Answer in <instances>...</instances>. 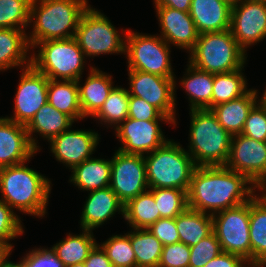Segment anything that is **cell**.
Masks as SVG:
<instances>
[{"mask_svg":"<svg viewBox=\"0 0 266 267\" xmlns=\"http://www.w3.org/2000/svg\"><path fill=\"white\" fill-rule=\"evenodd\" d=\"M36 152L26 126L0 117V168L29 161Z\"/></svg>","mask_w":266,"mask_h":267,"instance_id":"cell-19","label":"cell"},{"mask_svg":"<svg viewBox=\"0 0 266 267\" xmlns=\"http://www.w3.org/2000/svg\"><path fill=\"white\" fill-rule=\"evenodd\" d=\"M88 7L87 0H32L30 23H34L32 34L27 37L29 46L74 37L79 20Z\"/></svg>","mask_w":266,"mask_h":267,"instance_id":"cell-3","label":"cell"},{"mask_svg":"<svg viewBox=\"0 0 266 267\" xmlns=\"http://www.w3.org/2000/svg\"><path fill=\"white\" fill-rule=\"evenodd\" d=\"M117 211L124 215V205L109 186L90 191L81 215V227L92 231Z\"/></svg>","mask_w":266,"mask_h":267,"instance_id":"cell-20","label":"cell"},{"mask_svg":"<svg viewBox=\"0 0 266 267\" xmlns=\"http://www.w3.org/2000/svg\"><path fill=\"white\" fill-rule=\"evenodd\" d=\"M109 187L123 205L145 192L148 181L144 156L117 150L111 159Z\"/></svg>","mask_w":266,"mask_h":267,"instance_id":"cell-11","label":"cell"},{"mask_svg":"<svg viewBox=\"0 0 266 267\" xmlns=\"http://www.w3.org/2000/svg\"><path fill=\"white\" fill-rule=\"evenodd\" d=\"M125 35L128 70L175 78L169 56L170 45L161 36L143 35L130 30Z\"/></svg>","mask_w":266,"mask_h":267,"instance_id":"cell-8","label":"cell"},{"mask_svg":"<svg viewBox=\"0 0 266 267\" xmlns=\"http://www.w3.org/2000/svg\"><path fill=\"white\" fill-rule=\"evenodd\" d=\"M187 76L183 77L181 84L184 86L189 100L191 109L212 108V88L214 83V74L200 70L189 63Z\"/></svg>","mask_w":266,"mask_h":267,"instance_id":"cell-30","label":"cell"},{"mask_svg":"<svg viewBox=\"0 0 266 267\" xmlns=\"http://www.w3.org/2000/svg\"><path fill=\"white\" fill-rule=\"evenodd\" d=\"M255 188L259 189V190H264L265 194H263L262 196H258V198L266 205V181L263 182H259L255 185Z\"/></svg>","mask_w":266,"mask_h":267,"instance_id":"cell-50","label":"cell"},{"mask_svg":"<svg viewBox=\"0 0 266 267\" xmlns=\"http://www.w3.org/2000/svg\"><path fill=\"white\" fill-rule=\"evenodd\" d=\"M163 246L180 242L175 218H160L147 228Z\"/></svg>","mask_w":266,"mask_h":267,"instance_id":"cell-44","label":"cell"},{"mask_svg":"<svg viewBox=\"0 0 266 267\" xmlns=\"http://www.w3.org/2000/svg\"><path fill=\"white\" fill-rule=\"evenodd\" d=\"M257 90H250L239 98L224 102L212 107L210 110L218 122L232 136L241 134L247 116L257 101Z\"/></svg>","mask_w":266,"mask_h":267,"instance_id":"cell-23","label":"cell"},{"mask_svg":"<svg viewBox=\"0 0 266 267\" xmlns=\"http://www.w3.org/2000/svg\"><path fill=\"white\" fill-rule=\"evenodd\" d=\"M80 80H54L48 81V103L58 111L70 116L74 121L83 119L82 109L79 102Z\"/></svg>","mask_w":266,"mask_h":267,"instance_id":"cell-28","label":"cell"},{"mask_svg":"<svg viewBox=\"0 0 266 267\" xmlns=\"http://www.w3.org/2000/svg\"><path fill=\"white\" fill-rule=\"evenodd\" d=\"M74 120L67 114L58 111L48 102L43 105L35 114L34 118L26 126L31 145L38 151L36 140L31 136L34 132L50 141L63 131L71 128Z\"/></svg>","mask_w":266,"mask_h":267,"instance_id":"cell-24","label":"cell"},{"mask_svg":"<svg viewBox=\"0 0 266 267\" xmlns=\"http://www.w3.org/2000/svg\"><path fill=\"white\" fill-rule=\"evenodd\" d=\"M144 159L149 189L178 188L188 191L196 165L179 143L168 139Z\"/></svg>","mask_w":266,"mask_h":267,"instance_id":"cell-5","label":"cell"},{"mask_svg":"<svg viewBox=\"0 0 266 267\" xmlns=\"http://www.w3.org/2000/svg\"><path fill=\"white\" fill-rule=\"evenodd\" d=\"M130 80V96L143 98L147 103L157 108L167 116L173 125L175 119V78L145 73L138 70H128Z\"/></svg>","mask_w":266,"mask_h":267,"instance_id":"cell-12","label":"cell"},{"mask_svg":"<svg viewBox=\"0 0 266 267\" xmlns=\"http://www.w3.org/2000/svg\"><path fill=\"white\" fill-rule=\"evenodd\" d=\"M222 252L214 232L190 247L189 267H204Z\"/></svg>","mask_w":266,"mask_h":267,"instance_id":"cell-39","label":"cell"},{"mask_svg":"<svg viewBox=\"0 0 266 267\" xmlns=\"http://www.w3.org/2000/svg\"><path fill=\"white\" fill-rule=\"evenodd\" d=\"M12 249L5 243L0 242V267L7 261V257L10 255Z\"/></svg>","mask_w":266,"mask_h":267,"instance_id":"cell-49","label":"cell"},{"mask_svg":"<svg viewBox=\"0 0 266 267\" xmlns=\"http://www.w3.org/2000/svg\"><path fill=\"white\" fill-rule=\"evenodd\" d=\"M130 232L136 267H156L163 249L162 243L148 229H133Z\"/></svg>","mask_w":266,"mask_h":267,"instance_id":"cell-33","label":"cell"},{"mask_svg":"<svg viewBox=\"0 0 266 267\" xmlns=\"http://www.w3.org/2000/svg\"><path fill=\"white\" fill-rule=\"evenodd\" d=\"M115 130L117 138L123 144L118 150L125 154L144 156L145 153L153 152L168 141L158 121L127 118Z\"/></svg>","mask_w":266,"mask_h":267,"instance_id":"cell-16","label":"cell"},{"mask_svg":"<svg viewBox=\"0 0 266 267\" xmlns=\"http://www.w3.org/2000/svg\"><path fill=\"white\" fill-rule=\"evenodd\" d=\"M241 134L266 142V106L256 103L250 110Z\"/></svg>","mask_w":266,"mask_h":267,"instance_id":"cell-41","label":"cell"},{"mask_svg":"<svg viewBox=\"0 0 266 267\" xmlns=\"http://www.w3.org/2000/svg\"><path fill=\"white\" fill-rule=\"evenodd\" d=\"M264 95L260 98L261 100L258 99V101H266V90L263 93Z\"/></svg>","mask_w":266,"mask_h":267,"instance_id":"cell-54","label":"cell"},{"mask_svg":"<svg viewBox=\"0 0 266 267\" xmlns=\"http://www.w3.org/2000/svg\"><path fill=\"white\" fill-rule=\"evenodd\" d=\"M27 37L25 30L0 28V71L31 65V58L27 56L30 48Z\"/></svg>","mask_w":266,"mask_h":267,"instance_id":"cell-25","label":"cell"},{"mask_svg":"<svg viewBox=\"0 0 266 267\" xmlns=\"http://www.w3.org/2000/svg\"><path fill=\"white\" fill-rule=\"evenodd\" d=\"M231 9L222 0H192L189 13L201 34L230 29Z\"/></svg>","mask_w":266,"mask_h":267,"instance_id":"cell-21","label":"cell"},{"mask_svg":"<svg viewBox=\"0 0 266 267\" xmlns=\"http://www.w3.org/2000/svg\"><path fill=\"white\" fill-rule=\"evenodd\" d=\"M161 218H175L187 207V192L178 188H151Z\"/></svg>","mask_w":266,"mask_h":267,"instance_id":"cell-36","label":"cell"},{"mask_svg":"<svg viewBox=\"0 0 266 267\" xmlns=\"http://www.w3.org/2000/svg\"><path fill=\"white\" fill-rule=\"evenodd\" d=\"M188 153L196 166H225L232 135L218 122L211 110L191 109Z\"/></svg>","mask_w":266,"mask_h":267,"instance_id":"cell-4","label":"cell"},{"mask_svg":"<svg viewBox=\"0 0 266 267\" xmlns=\"http://www.w3.org/2000/svg\"><path fill=\"white\" fill-rule=\"evenodd\" d=\"M161 26V37L169 44L190 51L194 48L199 33L189 12L167 6H155Z\"/></svg>","mask_w":266,"mask_h":267,"instance_id":"cell-18","label":"cell"},{"mask_svg":"<svg viewBox=\"0 0 266 267\" xmlns=\"http://www.w3.org/2000/svg\"><path fill=\"white\" fill-rule=\"evenodd\" d=\"M128 118L140 121H165V123L173 122L164 116L157 108L147 103L143 98L130 96L128 107Z\"/></svg>","mask_w":266,"mask_h":267,"instance_id":"cell-42","label":"cell"},{"mask_svg":"<svg viewBox=\"0 0 266 267\" xmlns=\"http://www.w3.org/2000/svg\"><path fill=\"white\" fill-rule=\"evenodd\" d=\"M38 45V55L31 54V65L37 71L54 80L77 81L81 78L85 55L74 37L47 40L36 43L34 47Z\"/></svg>","mask_w":266,"mask_h":267,"instance_id":"cell-7","label":"cell"},{"mask_svg":"<svg viewBox=\"0 0 266 267\" xmlns=\"http://www.w3.org/2000/svg\"><path fill=\"white\" fill-rule=\"evenodd\" d=\"M192 0H154L155 6H167L179 11L189 12Z\"/></svg>","mask_w":266,"mask_h":267,"instance_id":"cell-48","label":"cell"},{"mask_svg":"<svg viewBox=\"0 0 266 267\" xmlns=\"http://www.w3.org/2000/svg\"><path fill=\"white\" fill-rule=\"evenodd\" d=\"M190 52L188 63L213 74L244 68L246 61L245 51L239 46L230 29L199 34Z\"/></svg>","mask_w":266,"mask_h":267,"instance_id":"cell-6","label":"cell"},{"mask_svg":"<svg viewBox=\"0 0 266 267\" xmlns=\"http://www.w3.org/2000/svg\"><path fill=\"white\" fill-rule=\"evenodd\" d=\"M190 247L182 242L163 246L160 267H189Z\"/></svg>","mask_w":266,"mask_h":267,"instance_id":"cell-43","label":"cell"},{"mask_svg":"<svg viewBox=\"0 0 266 267\" xmlns=\"http://www.w3.org/2000/svg\"><path fill=\"white\" fill-rule=\"evenodd\" d=\"M2 267H26V266L22 260L16 264L7 260Z\"/></svg>","mask_w":266,"mask_h":267,"instance_id":"cell-51","label":"cell"},{"mask_svg":"<svg viewBox=\"0 0 266 267\" xmlns=\"http://www.w3.org/2000/svg\"><path fill=\"white\" fill-rule=\"evenodd\" d=\"M251 267L266 266V205L255 195L250 200Z\"/></svg>","mask_w":266,"mask_h":267,"instance_id":"cell-27","label":"cell"},{"mask_svg":"<svg viewBox=\"0 0 266 267\" xmlns=\"http://www.w3.org/2000/svg\"><path fill=\"white\" fill-rule=\"evenodd\" d=\"M175 225L180 242L189 247L196 245L213 232L212 215L189 207L175 217Z\"/></svg>","mask_w":266,"mask_h":267,"instance_id":"cell-29","label":"cell"},{"mask_svg":"<svg viewBox=\"0 0 266 267\" xmlns=\"http://www.w3.org/2000/svg\"><path fill=\"white\" fill-rule=\"evenodd\" d=\"M31 1L0 0V28L26 29L30 24Z\"/></svg>","mask_w":266,"mask_h":267,"instance_id":"cell-37","label":"cell"},{"mask_svg":"<svg viewBox=\"0 0 266 267\" xmlns=\"http://www.w3.org/2000/svg\"><path fill=\"white\" fill-rule=\"evenodd\" d=\"M51 182L25 162L0 168L2 200L13 210L42 217L46 214Z\"/></svg>","mask_w":266,"mask_h":267,"instance_id":"cell-2","label":"cell"},{"mask_svg":"<svg viewBox=\"0 0 266 267\" xmlns=\"http://www.w3.org/2000/svg\"><path fill=\"white\" fill-rule=\"evenodd\" d=\"M80 235L69 233L67 238L56 243L50 250L63 263L64 267L82 263L97 244L90 230L82 229Z\"/></svg>","mask_w":266,"mask_h":267,"instance_id":"cell-31","label":"cell"},{"mask_svg":"<svg viewBox=\"0 0 266 267\" xmlns=\"http://www.w3.org/2000/svg\"><path fill=\"white\" fill-rule=\"evenodd\" d=\"M23 226L21 220L13 210L0 199V242L7 244L11 249L13 245L9 244V240L23 234Z\"/></svg>","mask_w":266,"mask_h":267,"instance_id":"cell-40","label":"cell"},{"mask_svg":"<svg viewBox=\"0 0 266 267\" xmlns=\"http://www.w3.org/2000/svg\"><path fill=\"white\" fill-rule=\"evenodd\" d=\"M67 267H85V265H84V262H82V263H76L74 265H70V266H67Z\"/></svg>","mask_w":266,"mask_h":267,"instance_id":"cell-53","label":"cell"},{"mask_svg":"<svg viewBox=\"0 0 266 267\" xmlns=\"http://www.w3.org/2000/svg\"><path fill=\"white\" fill-rule=\"evenodd\" d=\"M246 262L239 255L221 252L217 257L205 264L204 267H244Z\"/></svg>","mask_w":266,"mask_h":267,"instance_id":"cell-46","label":"cell"},{"mask_svg":"<svg viewBox=\"0 0 266 267\" xmlns=\"http://www.w3.org/2000/svg\"><path fill=\"white\" fill-rule=\"evenodd\" d=\"M259 103L263 106H266V101H260Z\"/></svg>","mask_w":266,"mask_h":267,"instance_id":"cell-55","label":"cell"},{"mask_svg":"<svg viewBox=\"0 0 266 267\" xmlns=\"http://www.w3.org/2000/svg\"><path fill=\"white\" fill-rule=\"evenodd\" d=\"M74 38L86 57L125 53V42L110 20L89 7L82 14Z\"/></svg>","mask_w":266,"mask_h":267,"instance_id":"cell-9","label":"cell"},{"mask_svg":"<svg viewBox=\"0 0 266 267\" xmlns=\"http://www.w3.org/2000/svg\"><path fill=\"white\" fill-rule=\"evenodd\" d=\"M230 31L245 52L262 41L266 37V1L242 0L232 6Z\"/></svg>","mask_w":266,"mask_h":267,"instance_id":"cell-15","label":"cell"},{"mask_svg":"<svg viewBox=\"0 0 266 267\" xmlns=\"http://www.w3.org/2000/svg\"><path fill=\"white\" fill-rule=\"evenodd\" d=\"M129 90L122 87H114L102 108L94 116L104 124L114 125L116 129L124 120L128 118Z\"/></svg>","mask_w":266,"mask_h":267,"instance_id":"cell-35","label":"cell"},{"mask_svg":"<svg viewBox=\"0 0 266 267\" xmlns=\"http://www.w3.org/2000/svg\"><path fill=\"white\" fill-rule=\"evenodd\" d=\"M85 267H113L107 258L105 251L99 244H96L84 261Z\"/></svg>","mask_w":266,"mask_h":267,"instance_id":"cell-47","label":"cell"},{"mask_svg":"<svg viewBox=\"0 0 266 267\" xmlns=\"http://www.w3.org/2000/svg\"><path fill=\"white\" fill-rule=\"evenodd\" d=\"M22 72L15 95L14 116L6 118L27 126L37 111L48 102L49 79L32 65L24 66Z\"/></svg>","mask_w":266,"mask_h":267,"instance_id":"cell-13","label":"cell"},{"mask_svg":"<svg viewBox=\"0 0 266 267\" xmlns=\"http://www.w3.org/2000/svg\"><path fill=\"white\" fill-rule=\"evenodd\" d=\"M22 261L26 267H64L63 263L48 248L29 251Z\"/></svg>","mask_w":266,"mask_h":267,"instance_id":"cell-45","label":"cell"},{"mask_svg":"<svg viewBox=\"0 0 266 267\" xmlns=\"http://www.w3.org/2000/svg\"><path fill=\"white\" fill-rule=\"evenodd\" d=\"M254 192L255 185L243 174L225 166H196L187 191V203L191 209L214 215L250 201Z\"/></svg>","mask_w":266,"mask_h":267,"instance_id":"cell-1","label":"cell"},{"mask_svg":"<svg viewBox=\"0 0 266 267\" xmlns=\"http://www.w3.org/2000/svg\"><path fill=\"white\" fill-rule=\"evenodd\" d=\"M99 135L93 131L68 130L50 140L51 151L57 161L65 163L69 169L90 159L99 143Z\"/></svg>","mask_w":266,"mask_h":267,"instance_id":"cell-17","label":"cell"},{"mask_svg":"<svg viewBox=\"0 0 266 267\" xmlns=\"http://www.w3.org/2000/svg\"><path fill=\"white\" fill-rule=\"evenodd\" d=\"M222 1H225L230 6H235L236 4H238L239 2H241L242 0H222Z\"/></svg>","mask_w":266,"mask_h":267,"instance_id":"cell-52","label":"cell"},{"mask_svg":"<svg viewBox=\"0 0 266 267\" xmlns=\"http://www.w3.org/2000/svg\"><path fill=\"white\" fill-rule=\"evenodd\" d=\"M241 71L242 68L229 73L214 74L212 107L239 98L249 91Z\"/></svg>","mask_w":266,"mask_h":267,"instance_id":"cell-34","label":"cell"},{"mask_svg":"<svg viewBox=\"0 0 266 267\" xmlns=\"http://www.w3.org/2000/svg\"><path fill=\"white\" fill-rule=\"evenodd\" d=\"M113 267H136L135 253L132 249L130 233L113 235L100 245Z\"/></svg>","mask_w":266,"mask_h":267,"instance_id":"cell-38","label":"cell"},{"mask_svg":"<svg viewBox=\"0 0 266 267\" xmlns=\"http://www.w3.org/2000/svg\"><path fill=\"white\" fill-rule=\"evenodd\" d=\"M71 170L70 182L81 190L94 191L110 184L111 160L90 158Z\"/></svg>","mask_w":266,"mask_h":267,"instance_id":"cell-26","label":"cell"},{"mask_svg":"<svg viewBox=\"0 0 266 267\" xmlns=\"http://www.w3.org/2000/svg\"><path fill=\"white\" fill-rule=\"evenodd\" d=\"M123 217L133 229H147L161 218L150 190L140 193L124 205Z\"/></svg>","mask_w":266,"mask_h":267,"instance_id":"cell-32","label":"cell"},{"mask_svg":"<svg viewBox=\"0 0 266 267\" xmlns=\"http://www.w3.org/2000/svg\"><path fill=\"white\" fill-rule=\"evenodd\" d=\"M91 68L84 86H78L79 102L84 118L89 115L94 117L114 88L111 75H107L97 68Z\"/></svg>","mask_w":266,"mask_h":267,"instance_id":"cell-22","label":"cell"},{"mask_svg":"<svg viewBox=\"0 0 266 267\" xmlns=\"http://www.w3.org/2000/svg\"><path fill=\"white\" fill-rule=\"evenodd\" d=\"M212 219L222 252L241 256L251 267L250 201L218 212Z\"/></svg>","mask_w":266,"mask_h":267,"instance_id":"cell-10","label":"cell"},{"mask_svg":"<svg viewBox=\"0 0 266 267\" xmlns=\"http://www.w3.org/2000/svg\"><path fill=\"white\" fill-rule=\"evenodd\" d=\"M225 167L245 175L254 185L266 181V142L233 135Z\"/></svg>","mask_w":266,"mask_h":267,"instance_id":"cell-14","label":"cell"}]
</instances>
